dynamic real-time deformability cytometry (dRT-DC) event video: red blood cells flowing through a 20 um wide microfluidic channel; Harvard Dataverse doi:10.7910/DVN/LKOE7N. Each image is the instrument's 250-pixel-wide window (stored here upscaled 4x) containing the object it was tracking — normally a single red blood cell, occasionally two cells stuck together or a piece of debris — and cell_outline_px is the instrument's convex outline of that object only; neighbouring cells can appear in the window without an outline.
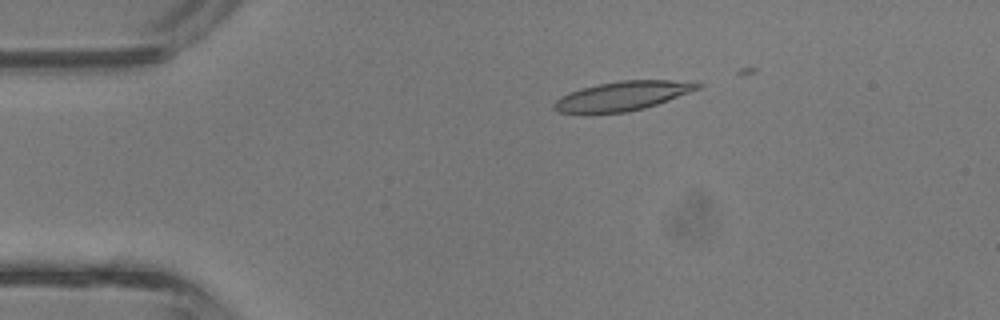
{"species": "common noctule bat (a hibernating species)", "species_latin": "Nyctalus noctula", "temperature_condition": "room temperature", "stored_images_in_passage": 16, "camera_frame_rate_fps": 3000, "um_per_image_px": 0.085, "animal": {"sex": "male", "body_mass_g": 13.3}, "frame": {"image": 1, "passage_image": 6, "time_ms": 1.667, "image_size_px": [1000, 320], "cell_outline_px": [[704, 84], [700, 88], [668, 100], [644, 108], [628, 112], [588, 116], [580, 116], [556, 112], [552, 108], [552, 104], [560, 96], [568, 92], [580, 88], [620, 80], [696, 80]], "centroid_in_image_um": [52.83, 8.19], "position_along_channel_um": 32.2, "area_um2": 25.61}}
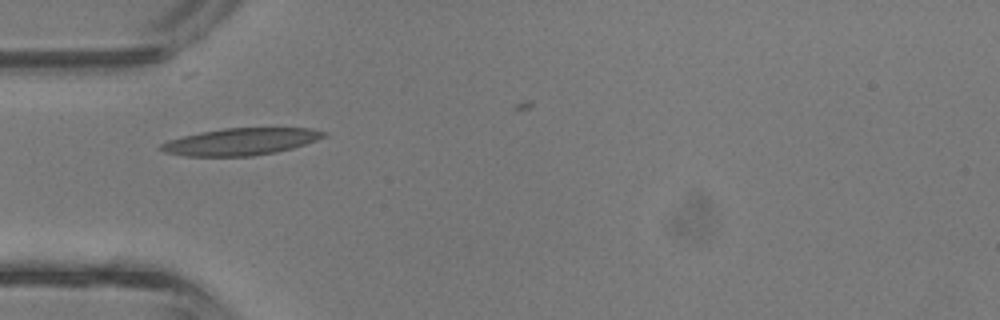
{"frame": {"image": 2, "passage_image": 11, "time_ms": 3.333, "image_size_px": [1000, 320], "cell_outline_px": [[328, 132], [324, 136], [316, 140], [292, 148], [276, 152], [252, 156], [184, 156], [164, 152], [156, 148], [160, 144], [168, 140], [200, 132], [224, 128], [308, 128]], "centroid_in_image_um": [20.41, 12.04], "position_along_channel_um": 64.6, "area_um2": 25.55}}
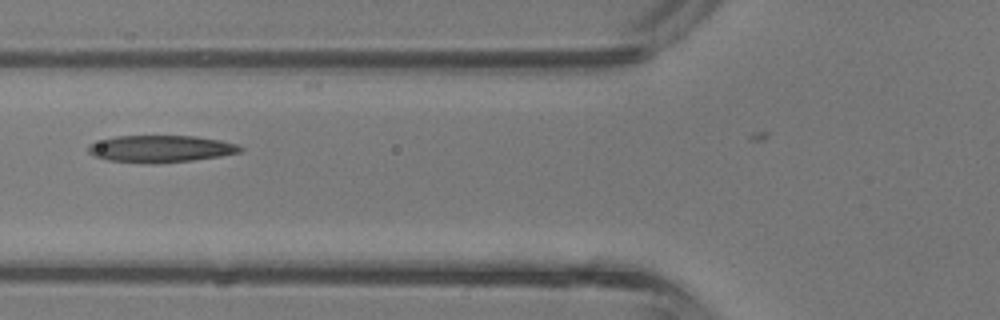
{"frame": {"image": 3, "passage_image": 14, "time_ms": 4.333, "image_size_px": [1000, 320], "cell_outline_px": [[244, 148], [240, 152], [220, 156], [192, 160], [152, 164], [108, 160], [92, 156], [88, 152], [88, 144], [116, 136], [196, 136], [220, 140], [236, 144]], "centroid_in_image_um": [13.64, 12.65], "position_along_channel_um": 112.2, "area_um2": 23.87}}